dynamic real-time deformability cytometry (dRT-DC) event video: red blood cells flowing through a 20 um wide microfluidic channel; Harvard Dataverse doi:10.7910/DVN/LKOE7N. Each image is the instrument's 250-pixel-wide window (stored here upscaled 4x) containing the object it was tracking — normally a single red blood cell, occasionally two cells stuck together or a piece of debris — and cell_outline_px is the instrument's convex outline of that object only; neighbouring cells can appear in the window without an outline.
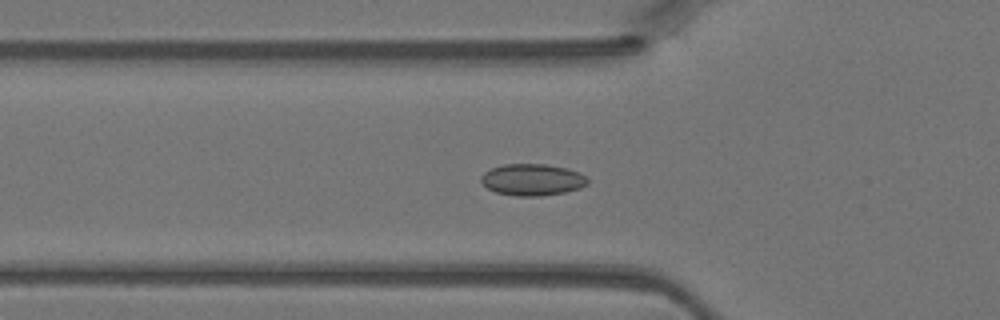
{"species": "Egyptian fruit bat (a non-hibernating species)", "species_latin": "Rousettus aegyptiacus", "temperature_condition": "warm", "stored_images_in_passage": 32, "camera_frame_rate_fps": 3000, "um_per_image_px": 0.085, "animal": {"sex": "female"}, "frame": {"image": 1, "passage_image": 15, "time_ms": 4.667, "image_size_px": [1000, 320], "cell_outline_px": [[588, 184], [580, 188], [564, 192], [540, 196], [516, 196], [496, 192], [488, 188], [480, 180], [480, 176], [484, 172], [492, 168], [504, 164], [544, 164], [568, 168], [580, 172], [588, 176]], "centroid_in_image_um": [45.28, 15.27], "position_along_channel_um": 80.5, "area_um2": 19.77}}
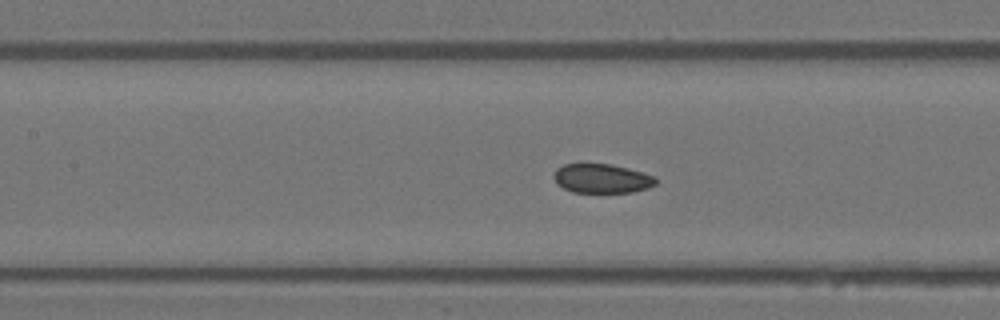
{"frame": {"image": 2, "passage_image": 20, "time_ms": 6.333, "image_size_px": [1000, 320], "cell_outline_px": [[656, 184], [648, 188], [632, 192], [572, 192], [556, 184], [552, 176], [556, 168], [564, 164], [580, 160], [584, 160], [612, 164], [628, 168], [656, 176]], "centroid_in_image_um": [51.08, 15.11], "position_along_channel_um": 156.3, "area_um2": 18.21}}
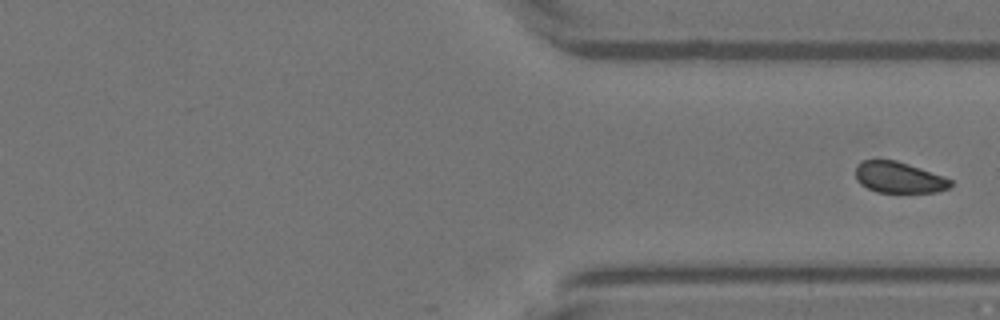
{"frame": {"image": 3, "passage_image": 32, "time_ms": 10.333, "image_size_px": [1000, 320], "cell_outline_px": [[952, 184], [948, 188], [936, 192], [876, 192], [860, 184], [856, 180], [856, 164], [860, 160], [896, 160], [944, 176], [952, 180]], "centroid_in_image_um": [76.38, 15.08], "position_along_channel_um": 335.0, "area_um2": 17.22}}